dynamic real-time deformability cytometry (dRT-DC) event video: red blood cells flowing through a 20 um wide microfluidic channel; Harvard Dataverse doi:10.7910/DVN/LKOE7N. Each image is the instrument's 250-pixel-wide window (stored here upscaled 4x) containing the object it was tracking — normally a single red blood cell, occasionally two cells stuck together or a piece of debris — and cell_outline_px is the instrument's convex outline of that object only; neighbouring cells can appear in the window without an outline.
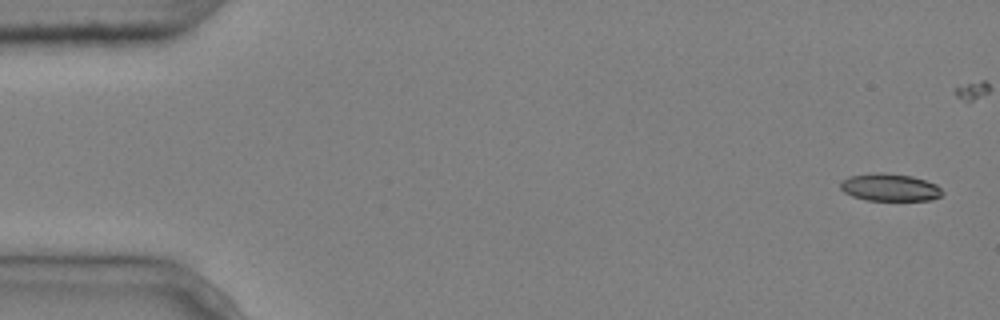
{"species": "common noctule bat (a hibernating species)", "species_latin": "Nyctalus noctula", "temperature_condition": "cold", "stored_images_in_passage": 7, "camera_frame_rate_fps": 3000, "um_per_image_px": 0.085, "animal": {"sex": "male", "body_mass_g": 20.4}, "frame": {"image": 1, "passage_image": 1, "time_ms": 0.0, "image_size_px": [1000, 320], "cell_outline_px": [[944, 192], [940, 196], [932, 200], [868, 200], [852, 196], [844, 192], [840, 188], [840, 180], [848, 176], [880, 172], [912, 176], [936, 184]], "centroid_in_image_um": [75.61, 15.92], "position_along_channel_um": 9.4, "area_um2": 16.3}}